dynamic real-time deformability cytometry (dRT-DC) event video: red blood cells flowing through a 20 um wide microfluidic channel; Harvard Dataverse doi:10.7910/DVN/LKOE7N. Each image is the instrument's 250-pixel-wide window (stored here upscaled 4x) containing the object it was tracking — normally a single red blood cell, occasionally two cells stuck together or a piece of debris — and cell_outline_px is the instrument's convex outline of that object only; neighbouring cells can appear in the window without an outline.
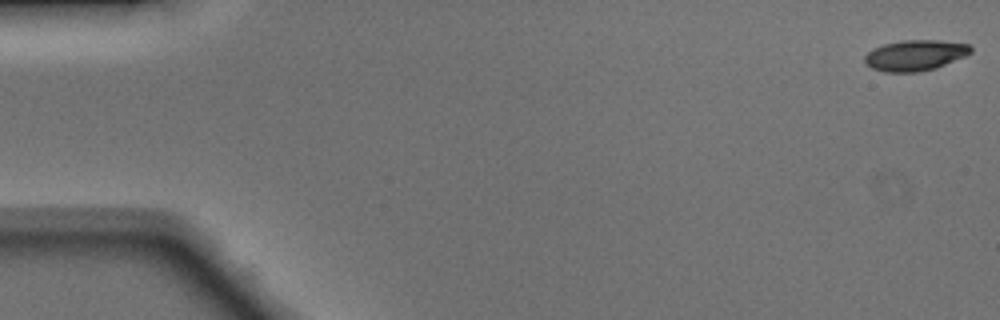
{"species": "Egyptian fruit bat (a non-hibernating species)", "species_latin": "Rousettus aegyptiacus", "temperature_condition": "warm", "stored_images_in_passage": 43, "camera_frame_rate_fps": 3000, "um_per_image_px": 0.085, "animal": {"sex": "male"}, "frame": {"image": 1, "passage_image": 1, "time_ms": 0.0, "image_size_px": [1000, 320], "cell_outline_px": [[972, 52], [964, 56], [936, 68], [920, 72], [884, 72], [872, 68], [864, 60], [864, 56], [872, 48], [884, 44], [900, 40], [940, 40], [968, 44], [972, 48]], "centroid_in_image_um": [77.77, 4.69], "position_along_channel_um": 7.2, "area_um2": 19.02}}
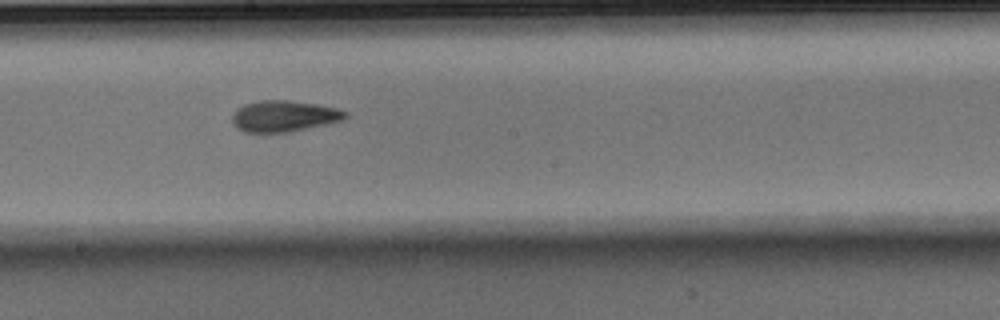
{"frame": {"image": 2, "passage_image": 27, "time_ms": 8.667, "image_size_px": [1000, 320], "cell_outline_px": [[348, 116], [344, 120], [328, 124], [288, 132], [244, 132], [236, 128], [232, 124], [232, 116], [244, 104], [260, 100], [288, 100], [316, 104], [336, 108], [348, 112]], "centroid_in_image_um": [24.16, 9.87], "position_along_channel_um": 224.0, "area_um2": 20.58}}
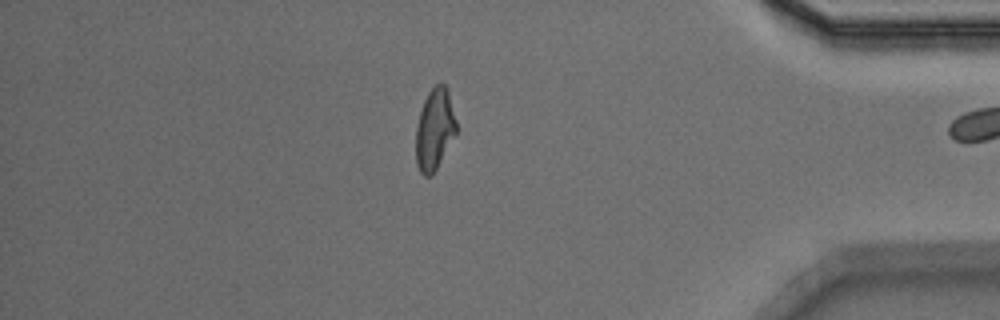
{"frame": {"image": 3, "passage_image": 42, "time_ms": 13.667, "image_size_px": [1000, 320], "cell_outline_px": [[456, 132], [432, 176], [424, 176], [420, 172], [416, 164], [416, 128], [420, 112], [424, 100], [428, 92], [436, 84], [444, 84], [448, 88], [456, 120]], "centroid_in_image_um": [36.93, 10.98], "position_along_channel_um": 398.3, "area_um2": 19.02}}